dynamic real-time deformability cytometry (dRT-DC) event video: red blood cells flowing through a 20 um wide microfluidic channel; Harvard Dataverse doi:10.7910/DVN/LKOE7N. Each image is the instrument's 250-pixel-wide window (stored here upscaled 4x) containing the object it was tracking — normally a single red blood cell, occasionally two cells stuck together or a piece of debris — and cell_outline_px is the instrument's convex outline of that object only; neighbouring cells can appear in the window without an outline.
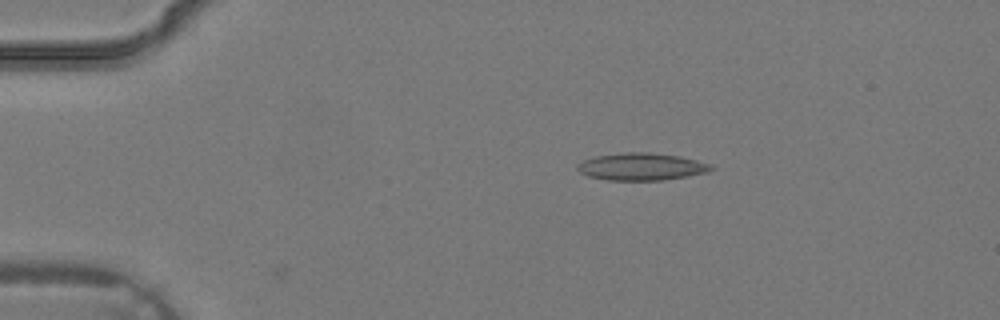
{"species": "common noctule bat (a hibernating species)", "species_latin": "Nyctalus noctula", "temperature_condition": "warm", "stored_images_in_passage": 4, "camera_frame_rate_fps": 3000, "um_per_image_px": 0.085, "animal": {"sex": "male", "body_mass_g": 19.2, "forearm_length_mm": 51.8}, "frame": {"image": 1, "passage_image": 2, "time_ms": 0.333, "image_size_px": [1000, 320], "cell_outline_px": [[716, 168], [708, 172], [688, 176], [664, 180], [608, 180], [588, 176], [580, 172], [576, 168], [576, 164], [584, 160], [596, 156], [624, 152], [648, 152], [680, 156], [696, 160], [708, 164]], "centroid_in_image_um": [54.52, 14.16], "position_along_channel_um": 30.5, "area_um2": 21.27}}